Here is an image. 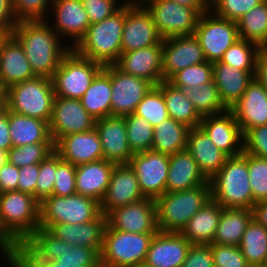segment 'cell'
Instances as JSON below:
<instances>
[{
	"label": "cell",
	"mask_w": 267,
	"mask_h": 267,
	"mask_svg": "<svg viewBox=\"0 0 267 267\" xmlns=\"http://www.w3.org/2000/svg\"><path fill=\"white\" fill-rule=\"evenodd\" d=\"M194 35L203 49L206 61L211 63L220 61L225 51L240 39L237 23L219 17L211 10L200 15Z\"/></svg>",
	"instance_id": "obj_12"
},
{
	"label": "cell",
	"mask_w": 267,
	"mask_h": 267,
	"mask_svg": "<svg viewBox=\"0 0 267 267\" xmlns=\"http://www.w3.org/2000/svg\"><path fill=\"white\" fill-rule=\"evenodd\" d=\"M214 267H249L239 246L211 244Z\"/></svg>",
	"instance_id": "obj_52"
},
{
	"label": "cell",
	"mask_w": 267,
	"mask_h": 267,
	"mask_svg": "<svg viewBox=\"0 0 267 267\" xmlns=\"http://www.w3.org/2000/svg\"><path fill=\"white\" fill-rule=\"evenodd\" d=\"M90 20V24L101 22L112 16L127 1L118 3L119 0H81Z\"/></svg>",
	"instance_id": "obj_53"
},
{
	"label": "cell",
	"mask_w": 267,
	"mask_h": 267,
	"mask_svg": "<svg viewBox=\"0 0 267 267\" xmlns=\"http://www.w3.org/2000/svg\"><path fill=\"white\" fill-rule=\"evenodd\" d=\"M255 77L267 91V49L265 47L259 50Z\"/></svg>",
	"instance_id": "obj_61"
},
{
	"label": "cell",
	"mask_w": 267,
	"mask_h": 267,
	"mask_svg": "<svg viewBox=\"0 0 267 267\" xmlns=\"http://www.w3.org/2000/svg\"><path fill=\"white\" fill-rule=\"evenodd\" d=\"M7 100H0V114L7 108Z\"/></svg>",
	"instance_id": "obj_69"
},
{
	"label": "cell",
	"mask_w": 267,
	"mask_h": 267,
	"mask_svg": "<svg viewBox=\"0 0 267 267\" xmlns=\"http://www.w3.org/2000/svg\"><path fill=\"white\" fill-rule=\"evenodd\" d=\"M11 247L0 237V252L1 256H8L11 254Z\"/></svg>",
	"instance_id": "obj_64"
},
{
	"label": "cell",
	"mask_w": 267,
	"mask_h": 267,
	"mask_svg": "<svg viewBox=\"0 0 267 267\" xmlns=\"http://www.w3.org/2000/svg\"><path fill=\"white\" fill-rule=\"evenodd\" d=\"M40 202L21 191L0 193V237L12 248L24 243L38 228Z\"/></svg>",
	"instance_id": "obj_2"
},
{
	"label": "cell",
	"mask_w": 267,
	"mask_h": 267,
	"mask_svg": "<svg viewBox=\"0 0 267 267\" xmlns=\"http://www.w3.org/2000/svg\"><path fill=\"white\" fill-rule=\"evenodd\" d=\"M11 254L24 267H80V265L61 264L57 260H41L37 258L23 243L14 245Z\"/></svg>",
	"instance_id": "obj_55"
},
{
	"label": "cell",
	"mask_w": 267,
	"mask_h": 267,
	"mask_svg": "<svg viewBox=\"0 0 267 267\" xmlns=\"http://www.w3.org/2000/svg\"><path fill=\"white\" fill-rule=\"evenodd\" d=\"M239 38L257 44L260 48L267 45V0L253 7L238 21Z\"/></svg>",
	"instance_id": "obj_39"
},
{
	"label": "cell",
	"mask_w": 267,
	"mask_h": 267,
	"mask_svg": "<svg viewBox=\"0 0 267 267\" xmlns=\"http://www.w3.org/2000/svg\"><path fill=\"white\" fill-rule=\"evenodd\" d=\"M55 98L52 78L37 76L7 89V109L50 123Z\"/></svg>",
	"instance_id": "obj_6"
},
{
	"label": "cell",
	"mask_w": 267,
	"mask_h": 267,
	"mask_svg": "<svg viewBox=\"0 0 267 267\" xmlns=\"http://www.w3.org/2000/svg\"><path fill=\"white\" fill-rule=\"evenodd\" d=\"M137 267H149V266L146 265V264H141V265H139V266H137Z\"/></svg>",
	"instance_id": "obj_71"
},
{
	"label": "cell",
	"mask_w": 267,
	"mask_h": 267,
	"mask_svg": "<svg viewBox=\"0 0 267 267\" xmlns=\"http://www.w3.org/2000/svg\"><path fill=\"white\" fill-rule=\"evenodd\" d=\"M106 227L107 216L101 213L92 221L82 224H52L47 230L63 242L92 248L100 255Z\"/></svg>",
	"instance_id": "obj_27"
},
{
	"label": "cell",
	"mask_w": 267,
	"mask_h": 267,
	"mask_svg": "<svg viewBox=\"0 0 267 267\" xmlns=\"http://www.w3.org/2000/svg\"><path fill=\"white\" fill-rule=\"evenodd\" d=\"M206 62L203 49L195 35L163 40L162 71L164 81L189 66Z\"/></svg>",
	"instance_id": "obj_19"
},
{
	"label": "cell",
	"mask_w": 267,
	"mask_h": 267,
	"mask_svg": "<svg viewBox=\"0 0 267 267\" xmlns=\"http://www.w3.org/2000/svg\"><path fill=\"white\" fill-rule=\"evenodd\" d=\"M244 152L267 158V125L248 129L244 134Z\"/></svg>",
	"instance_id": "obj_54"
},
{
	"label": "cell",
	"mask_w": 267,
	"mask_h": 267,
	"mask_svg": "<svg viewBox=\"0 0 267 267\" xmlns=\"http://www.w3.org/2000/svg\"><path fill=\"white\" fill-rule=\"evenodd\" d=\"M152 87L147 80L126 74L111 65V116L125 117L134 113Z\"/></svg>",
	"instance_id": "obj_17"
},
{
	"label": "cell",
	"mask_w": 267,
	"mask_h": 267,
	"mask_svg": "<svg viewBox=\"0 0 267 267\" xmlns=\"http://www.w3.org/2000/svg\"><path fill=\"white\" fill-rule=\"evenodd\" d=\"M3 258H5V263L8 262L10 267H24L12 254Z\"/></svg>",
	"instance_id": "obj_65"
},
{
	"label": "cell",
	"mask_w": 267,
	"mask_h": 267,
	"mask_svg": "<svg viewBox=\"0 0 267 267\" xmlns=\"http://www.w3.org/2000/svg\"><path fill=\"white\" fill-rule=\"evenodd\" d=\"M162 57L163 41L158 45L123 52L114 65L126 74L142 78L157 86L164 81Z\"/></svg>",
	"instance_id": "obj_20"
},
{
	"label": "cell",
	"mask_w": 267,
	"mask_h": 267,
	"mask_svg": "<svg viewBox=\"0 0 267 267\" xmlns=\"http://www.w3.org/2000/svg\"><path fill=\"white\" fill-rule=\"evenodd\" d=\"M0 77L7 89L37 77L23 47L12 35L4 40L0 48Z\"/></svg>",
	"instance_id": "obj_29"
},
{
	"label": "cell",
	"mask_w": 267,
	"mask_h": 267,
	"mask_svg": "<svg viewBox=\"0 0 267 267\" xmlns=\"http://www.w3.org/2000/svg\"><path fill=\"white\" fill-rule=\"evenodd\" d=\"M127 140L133 154L152 149L154 127L142 117L132 113L124 117Z\"/></svg>",
	"instance_id": "obj_42"
},
{
	"label": "cell",
	"mask_w": 267,
	"mask_h": 267,
	"mask_svg": "<svg viewBox=\"0 0 267 267\" xmlns=\"http://www.w3.org/2000/svg\"><path fill=\"white\" fill-rule=\"evenodd\" d=\"M155 234L119 231L107 224L100 253V265L137 267L144 264Z\"/></svg>",
	"instance_id": "obj_7"
},
{
	"label": "cell",
	"mask_w": 267,
	"mask_h": 267,
	"mask_svg": "<svg viewBox=\"0 0 267 267\" xmlns=\"http://www.w3.org/2000/svg\"><path fill=\"white\" fill-rule=\"evenodd\" d=\"M115 165L102 159L76 166V193L101 203Z\"/></svg>",
	"instance_id": "obj_30"
},
{
	"label": "cell",
	"mask_w": 267,
	"mask_h": 267,
	"mask_svg": "<svg viewBox=\"0 0 267 267\" xmlns=\"http://www.w3.org/2000/svg\"><path fill=\"white\" fill-rule=\"evenodd\" d=\"M230 110L243 134L248 129L267 125V91L256 77Z\"/></svg>",
	"instance_id": "obj_26"
},
{
	"label": "cell",
	"mask_w": 267,
	"mask_h": 267,
	"mask_svg": "<svg viewBox=\"0 0 267 267\" xmlns=\"http://www.w3.org/2000/svg\"><path fill=\"white\" fill-rule=\"evenodd\" d=\"M111 65H106L93 79L80 99L82 106L95 119L111 116Z\"/></svg>",
	"instance_id": "obj_35"
},
{
	"label": "cell",
	"mask_w": 267,
	"mask_h": 267,
	"mask_svg": "<svg viewBox=\"0 0 267 267\" xmlns=\"http://www.w3.org/2000/svg\"><path fill=\"white\" fill-rule=\"evenodd\" d=\"M256 71L238 69L221 61L213 63V81L224 105L230 109L243 95Z\"/></svg>",
	"instance_id": "obj_31"
},
{
	"label": "cell",
	"mask_w": 267,
	"mask_h": 267,
	"mask_svg": "<svg viewBox=\"0 0 267 267\" xmlns=\"http://www.w3.org/2000/svg\"><path fill=\"white\" fill-rule=\"evenodd\" d=\"M52 10V11H51ZM50 11L54 16L52 29L60 38L71 42L73 49L87 33L90 20L81 0H52ZM74 43V44H73Z\"/></svg>",
	"instance_id": "obj_18"
},
{
	"label": "cell",
	"mask_w": 267,
	"mask_h": 267,
	"mask_svg": "<svg viewBox=\"0 0 267 267\" xmlns=\"http://www.w3.org/2000/svg\"><path fill=\"white\" fill-rule=\"evenodd\" d=\"M213 80V63L203 62L175 73L168 82L179 89L200 86Z\"/></svg>",
	"instance_id": "obj_46"
},
{
	"label": "cell",
	"mask_w": 267,
	"mask_h": 267,
	"mask_svg": "<svg viewBox=\"0 0 267 267\" xmlns=\"http://www.w3.org/2000/svg\"><path fill=\"white\" fill-rule=\"evenodd\" d=\"M222 208L220 204L211 199L191 217L181 234L192 245H211Z\"/></svg>",
	"instance_id": "obj_33"
},
{
	"label": "cell",
	"mask_w": 267,
	"mask_h": 267,
	"mask_svg": "<svg viewBox=\"0 0 267 267\" xmlns=\"http://www.w3.org/2000/svg\"><path fill=\"white\" fill-rule=\"evenodd\" d=\"M39 164H30L19 168L18 191L30 194L36 198V183Z\"/></svg>",
	"instance_id": "obj_57"
},
{
	"label": "cell",
	"mask_w": 267,
	"mask_h": 267,
	"mask_svg": "<svg viewBox=\"0 0 267 267\" xmlns=\"http://www.w3.org/2000/svg\"><path fill=\"white\" fill-rule=\"evenodd\" d=\"M189 130L188 126L167 118L154 127L151 150L169 156L186 150Z\"/></svg>",
	"instance_id": "obj_38"
},
{
	"label": "cell",
	"mask_w": 267,
	"mask_h": 267,
	"mask_svg": "<svg viewBox=\"0 0 267 267\" xmlns=\"http://www.w3.org/2000/svg\"><path fill=\"white\" fill-rule=\"evenodd\" d=\"M162 41L148 10L138 0H127L124 3L122 53L158 45Z\"/></svg>",
	"instance_id": "obj_13"
},
{
	"label": "cell",
	"mask_w": 267,
	"mask_h": 267,
	"mask_svg": "<svg viewBox=\"0 0 267 267\" xmlns=\"http://www.w3.org/2000/svg\"><path fill=\"white\" fill-rule=\"evenodd\" d=\"M123 27L124 5L112 16L90 24L85 36L73 49L103 66L114 65L122 53Z\"/></svg>",
	"instance_id": "obj_4"
},
{
	"label": "cell",
	"mask_w": 267,
	"mask_h": 267,
	"mask_svg": "<svg viewBox=\"0 0 267 267\" xmlns=\"http://www.w3.org/2000/svg\"><path fill=\"white\" fill-rule=\"evenodd\" d=\"M249 184L253 194V206L267 200V158L248 154Z\"/></svg>",
	"instance_id": "obj_47"
},
{
	"label": "cell",
	"mask_w": 267,
	"mask_h": 267,
	"mask_svg": "<svg viewBox=\"0 0 267 267\" xmlns=\"http://www.w3.org/2000/svg\"><path fill=\"white\" fill-rule=\"evenodd\" d=\"M260 47L246 40L238 39L224 53L222 63L246 71H256Z\"/></svg>",
	"instance_id": "obj_43"
},
{
	"label": "cell",
	"mask_w": 267,
	"mask_h": 267,
	"mask_svg": "<svg viewBox=\"0 0 267 267\" xmlns=\"http://www.w3.org/2000/svg\"><path fill=\"white\" fill-rule=\"evenodd\" d=\"M189 8H210V0H170Z\"/></svg>",
	"instance_id": "obj_63"
},
{
	"label": "cell",
	"mask_w": 267,
	"mask_h": 267,
	"mask_svg": "<svg viewBox=\"0 0 267 267\" xmlns=\"http://www.w3.org/2000/svg\"><path fill=\"white\" fill-rule=\"evenodd\" d=\"M10 34L5 31H0V48L4 40L9 36Z\"/></svg>",
	"instance_id": "obj_68"
},
{
	"label": "cell",
	"mask_w": 267,
	"mask_h": 267,
	"mask_svg": "<svg viewBox=\"0 0 267 267\" xmlns=\"http://www.w3.org/2000/svg\"><path fill=\"white\" fill-rule=\"evenodd\" d=\"M9 133L12 147L53 143L48 122L12 111H9Z\"/></svg>",
	"instance_id": "obj_34"
},
{
	"label": "cell",
	"mask_w": 267,
	"mask_h": 267,
	"mask_svg": "<svg viewBox=\"0 0 267 267\" xmlns=\"http://www.w3.org/2000/svg\"><path fill=\"white\" fill-rule=\"evenodd\" d=\"M0 100H7V88L0 77Z\"/></svg>",
	"instance_id": "obj_66"
},
{
	"label": "cell",
	"mask_w": 267,
	"mask_h": 267,
	"mask_svg": "<svg viewBox=\"0 0 267 267\" xmlns=\"http://www.w3.org/2000/svg\"><path fill=\"white\" fill-rule=\"evenodd\" d=\"M249 265L264 264L267 258V229L252 219L239 245Z\"/></svg>",
	"instance_id": "obj_40"
},
{
	"label": "cell",
	"mask_w": 267,
	"mask_h": 267,
	"mask_svg": "<svg viewBox=\"0 0 267 267\" xmlns=\"http://www.w3.org/2000/svg\"><path fill=\"white\" fill-rule=\"evenodd\" d=\"M208 182L187 149L169 156L166 192L188 190Z\"/></svg>",
	"instance_id": "obj_32"
},
{
	"label": "cell",
	"mask_w": 267,
	"mask_h": 267,
	"mask_svg": "<svg viewBox=\"0 0 267 267\" xmlns=\"http://www.w3.org/2000/svg\"><path fill=\"white\" fill-rule=\"evenodd\" d=\"M16 24L12 0H0V31H5L11 35Z\"/></svg>",
	"instance_id": "obj_59"
},
{
	"label": "cell",
	"mask_w": 267,
	"mask_h": 267,
	"mask_svg": "<svg viewBox=\"0 0 267 267\" xmlns=\"http://www.w3.org/2000/svg\"><path fill=\"white\" fill-rule=\"evenodd\" d=\"M181 267H214L211 245H192Z\"/></svg>",
	"instance_id": "obj_56"
},
{
	"label": "cell",
	"mask_w": 267,
	"mask_h": 267,
	"mask_svg": "<svg viewBox=\"0 0 267 267\" xmlns=\"http://www.w3.org/2000/svg\"><path fill=\"white\" fill-rule=\"evenodd\" d=\"M249 267H267L265 264H260V265H249Z\"/></svg>",
	"instance_id": "obj_70"
},
{
	"label": "cell",
	"mask_w": 267,
	"mask_h": 267,
	"mask_svg": "<svg viewBox=\"0 0 267 267\" xmlns=\"http://www.w3.org/2000/svg\"><path fill=\"white\" fill-rule=\"evenodd\" d=\"M95 129L102 144L103 158L116 165L128 164L134 154L128 144L124 117L107 116L98 119Z\"/></svg>",
	"instance_id": "obj_23"
},
{
	"label": "cell",
	"mask_w": 267,
	"mask_h": 267,
	"mask_svg": "<svg viewBox=\"0 0 267 267\" xmlns=\"http://www.w3.org/2000/svg\"><path fill=\"white\" fill-rule=\"evenodd\" d=\"M100 203L93 198L73 194L52 195L40 203L39 227L48 229L52 224H82L101 214Z\"/></svg>",
	"instance_id": "obj_8"
},
{
	"label": "cell",
	"mask_w": 267,
	"mask_h": 267,
	"mask_svg": "<svg viewBox=\"0 0 267 267\" xmlns=\"http://www.w3.org/2000/svg\"><path fill=\"white\" fill-rule=\"evenodd\" d=\"M134 114L145 118L153 127L169 118L162 91L153 86L138 104Z\"/></svg>",
	"instance_id": "obj_44"
},
{
	"label": "cell",
	"mask_w": 267,
	"mask_h": 267,
	"mask_svg": "<svg viewBox=\"0 0 267 267\" xmlns=\"http://www.w3.org/2000/svg\"><path fill=\"white\" fill-rule=\"evenodd\" d=\"M252 219V209L222 208L212 244L239 246Z\"/></svg>",
	"instance_id": "obj_36"
},
{
	"label": "cell",
	"mask_w": 267,
	"mask_h": 267,
	"mask_svg": "<svg viewBox=\"0 0 267 267\" xmlns=\"http://www.w3.org/2000/svg\"><path fill=\"white\" fill-rule=\"evenodd\" d=\"M191 246L181 233L158 231L151 240L144 264L149 267H181Z\"/></svg>",
	"instance_id": "obj_24"
},
{
	"label": "cell",
	"mask_w": 267,
	"mask_h": 267,
	"mask_svg": "<svg viewBox=\"0 0 267 267\" xmlns=\"http://www.w3.org/2000/svg\"><path fill=\"white\" fill-rule=\"evenodd\" d=\"M252 211L253 219L267 229V200L255 203Z\"/></svg>",
	"instance_id": "obj_62"
},
{
	"label": "cell",
	"mask_w": 267,
	"mask_h": 267,
	"mask_svg": "<svg viewBox=\"0 0 267 267\" xmlns=\"http://www.w3.org/2000/svg\"><path fill=\"white\" fill-rule=\"evenodd\" d=\"M128 164L134 170L140 190L146 198L156 199L166 192L169 155L148 150L135 153Z\"/></svg>",
	"instance_id": "obj_14"
},
{
	"label": "cell",
	"mask_w": 267,
	"mask_h": 267,
	"mask_svg": "<svg viewBox=\"0 0 267 267\" xmlns=\"http://www.w3.org/2000/svg\"><path fill=\"white\" fill-rule=\"evenodd\" d=\"M107 224L112 229L131 233H157L155 199L144 198L125 206L117 207L107 215Z\"/></svg>",
	"instance_id": "obj_16"
},
{
	"label": "cell",
	"mask_w": 267,
	"mask_h": 267,
	"mask_svg": "<svg viewBox=\"0 0 267 267\" xmlns=\"http://www.w3.org/2000/svg\"><path fill=\"white\" fill-rule=\"evenodd\" d=\"M157 87L163 93L170 118L188 126L189 128L200 126L202 117L196 111L183 89L174 87L168 81H162Z\"/></svg>",
	"instance_id": "obj_37"
},
{
	"label": "cell",
	"mask_w": 267,
	"mask_h": 267,
	"mask_svg": "<svg viewBox=\"0 0 267 267\" xmlns=\"http://www.w3.org/2000/svg\"><path fill=\"white\" fill-rule=\"evenodd\" d=\"M12 148L9 133V110L6 108L0 114V150L8 152Z\"/></svg>",
	"instance_id": "obj_60"
},
{
	"label": "cell",
	"mask_w": 267,
	"mask_h": 267,
	"mask_svg": "<svg viewBox=\"0 0 267 267\" xmlns=\"http://www.w3.org/2000/svg\"><path fill=\"white\" fill-rule=\"evenodd\" d=\"M184 92L201 117L216 115L228 110L213 80L200 86L184 89Z\"/></svg>",
	"instance_id": "obj_41"
},
{
	"label": "cell",
	"mask_w": 267,
	"mask_h": 267,
	"mask_svg": "<svg viewBox=\"0 0 267 267\" xmlns=\"http://www.w3.org/2000/svg\"><path fill=\"white\" fill-rule=\"evenodd\" d=\"M264 0H210V10L217 16L238 21L245 13Z\"/></svg>",
	"instance_id": "obj_48"
},
{
	"label": "cell",
	"mask_w": 267,
	"mask_h": 267,
	"mask_svg": "<svg viewBox=\"0 0 267 267\" xmlns=\"http://www.w3.org/2000/svg\"><path fill=\"white\" fill-rule=\"evenodd\" d=\"M56 173V152L54 151L39 164V173L36 183V199L41 203L45 198L52 196Z\"/></svg>",
	"instance_id": "obj_51"
},
{
	"label": "cell",
	"mask_w": 267,
	"mask_h": 267,
	"mask_svg": "<svg viewBox=\"0 0 267 267\" xmlns=\"http://www.w3.org/2000/svg\"><path fill=\"white\" fill-rule=\"evenodd\" d=\"M52 0H12L17 22L23 20H47ZM48 9V10H47Z\"/></svg>",
	"instance_id": "obj_50"
},
{
	"label": "cell",
	"mask_w": 267,
	"mask_h": 267,
	"mask_svg": "<svg viewBox=\"0 0 267 267\" xmlns=\"http://www.w3.org/2000/svg\"><path fill=\"white\" fill-rule=\"evenodd\" d=\"M7 161V152L0 150V167Z\"/></svg>",
	"instance_id": "obj_67"
},
{
	"label": "cell",
	"mask_w": 267,
	"mask_h": 267,
	"mask_svg": "<svg viewBox=\"0 0 267 267\" xmlns=\"http://www.w3.org/2000/svg\"><path fill=\"white\" fill-rule=\"evenodd\" d=\"M211 199L223 208H253L249 184L248 153L227 158L219 172L209 180Z\"/></svg>",
	"instance_id": "obj_3"
},
{
	"label": "cell",
	"mask_w": 267,
	"mask_h": 267,
	"mask_svg": "<svg viewBox=\"0 0 267 267\" xmlns=\"http://www.w3.org/2000/svg\"><path fill=\"white\" fill-rule=\"evenodd\" d=\"M103 68L100 63L82 57L71 49L52 77L55 97L81 99Z\"/></svg>",
	"instance_id": "obj_9"
},
{
	"label": "cell",
	"mask_w": 267,
	"mask_h": 267,
	"mask_svg": "<svg viewBox=\"0 0 267 267\" xmlns=\"http://www.w3.org/2000/svg\"><path fill=\"white\" fill-rule=\"evenodd\" d=\"M187 150L193 156L199 170L208 181L219 172L229 157L212 142L208 134L200 126L190 128Z\"/></svg>",
	"instance_id": "obj_28"
},
{
	"label": "cell",
	"mask_w": 267,
	"mask_h": 267,
	"mask_svg": "<svg viewBox=\"0 0 267 267\" xmlns=\"http://www.w3.org/2000/svg\"><path fill=\"white\" fill-rule=\"evenodd\" d=\"M151 14L164 39L193 35L202 13L210 8H189L170 0H138Z\"/></svg>",
	"instance_id": "obj_11"
},
{
	"label": "cell",
	"mask_w": 267,
	"mask_h": 267,
	"mask_svg": "<svg viewBox=\"0 0 267 267\" xmlns=\"http://www.w3.org/2000/svg\"><path fill=\"white\" fill-rule=\"evenodd\" d=\"M54 143H35L12 147L7 152V160L20 168L30 164H40L54 152Z\"/></svg>",
	"instance_id": "obj_45"
},
{
	"label": "cell",
	"mask_w": 267,
	"mask_h": 267,
	"mask_svg": "<svg viewBox=\"0 0 267 267\" xmlns=\"http://www.w3.org/2000/svg\"><path fill=\"white\" fill-rule=\"evenodd\" d=\"M96 120L82 106L80 99L55 97L49 123L54 145L64 136L90 131Z\"/></svg>",
	"instance_id": "obj_15"
},
{
	"label": "cell",
	"mask_w": 267,
	"mask_h": 267,
	"mask_svg": "<svg viewBox=\"0 0 267 267\" xmlns=\"http://www.w3.org/2000/svg\"><path fill=\"white\" fill-rule=\"evenodd\" d=\"M19 168L8 160L0 167V193L18 191Z\"/></svg>",
	"instance_id": "obj_58"
},
{
	"label": "cell",
	"mask_w": 267,
	"mask_h": 267,
	"mask_svg": "<svg viewBox=\"0 0 267 267\" xmlns=\"http://www.w3.org/2000/svg\"><path fill=\"white\" fill-rule=\"evenodd\" d=\"M200 127L229 157L244 152L243 132L230 109L216 115L202 117Z\"/></svg>",
	"instance_id": "obj_21"
},
{
	"label": "cell",
	"mask_w": 267,
	"mask_h": 267,
	"mask_svg": "<svg viewBox=\"0 0 267 267\" xmlns=\"http://www.w3.org/2000/svg\"><path fill=\"white\" fill-rule=\"evenodd\" d=\"M54 150L61 159L74 166L104 159L100 137L95 128L62 137L54 145Z\"/></svg>",
	"instance_id": "obj_25"
},
{
	"label": "cell",
	"mask_w": 267,
	"mask_h": 267,
	"mask_svg": "<svg viewBox=\"0 0 267 267\" xmlns=\"http://www.w3.org/2000/svg\"><path fill=\"white\" fill-rule=\"evenodd\" d=\"M23 244L41 260H57L80 267L100 266V255L95 250L63 242L47 229L39 227Z\"/></svg>",
	"instance_id": "obj_10"
},
{
	"label": "cell",
	"mask_w": 267,
	"mask_h": 267,
	"mask_svg": "<svg viewBox=\"0 0 267 267\" xmlns=\"http://www.w3.org/2000/svg\"><path fill=\"white\" fill-rule=\"evenodd\" d=\"M210 200V182L188 190L165 192L155 199L158 230L181 233L191 217Z\"/></svg>",
	"instance_id": "obj_5"
},
{
	"label": "cell",
	"mask_w": 267,
	"mask_h": 267,
	"mask_svg": "<svg viewBox=\"0 0 267 267\" xmlns=\"http://www.w3.org/2000/svg\"><path fill=\"white\" fill-rule=\"evenodd\" d=\"M146 198L139 187L137 176L129 164L115 165L108 189L100 203L101 212L107 215L117 207Z\"/></svg>",
	"instance_id": "obj_22"
},
{
	"label": "cell",
	"mask_w": 267,
	"mask_h": 267,
	"mask_svg": "<svg viewBox=\"0 0 267 267\" xmlns=\"http://www.w3.org/2000/svg\"><path fill=\"white\" fill-rule=\"evenodd\" d=\"M50 22L52 21L23 20L17 22L11 35L23 47L34 73L52 78L71 47L62 42Z\"/></svg>",
	"instance_id": "obj_1"
},
{
	"label": "cell",
	"mask_w": 267,
	"mask_h": 267,
	"mask_svg": "<svg viewBox=\"0 0 267 267\" xmlns=\"http://www.w3.org/2000/svg\"><path fill=\"white\" fill-rule=\"evenodd\" d=\"M76 193V166L56 153V173L52 195L70 196Z\"/></svg>",
	"instance_id": "obj_49"
}]
</instances>
